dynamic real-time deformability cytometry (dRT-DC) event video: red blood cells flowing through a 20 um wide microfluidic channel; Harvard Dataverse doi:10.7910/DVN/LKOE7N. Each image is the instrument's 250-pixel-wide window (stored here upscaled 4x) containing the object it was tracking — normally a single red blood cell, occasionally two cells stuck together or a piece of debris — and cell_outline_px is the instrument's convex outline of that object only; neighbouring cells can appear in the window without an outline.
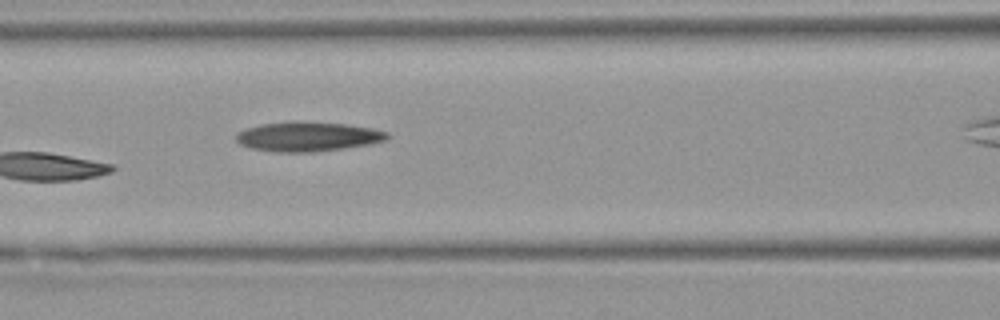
{"species": "Egyptian fruit bat (a non-hibernating species)", "species_latin": "Rousettus aegyptiacus", "temperature_condition": "warm", "stored_images_in_passage": 5, "camera_frame_rate_fps": 3000, "um_per_image_px": 0.085, "animal": {"sex": "female"}, "frame": {"image": 1, "passage_image": 4, "time_ms": 4.333, "image_size_px": [1000, 320], "cell_outline_px": [[392, 136], [388, 140], [368, 144], [344, 148], [312, 152], [276, 152], [252, 148], [240, 144], [236, 140], [236, 132], [244, 128], [260, 124], [296, 120], [300, 120], [344, 124], [372, 128], [388, 132]], "centroid_in_image_um": [26.15, 11.59], "position_along_channel_um": 140.4, "area_um2": 26.36}}